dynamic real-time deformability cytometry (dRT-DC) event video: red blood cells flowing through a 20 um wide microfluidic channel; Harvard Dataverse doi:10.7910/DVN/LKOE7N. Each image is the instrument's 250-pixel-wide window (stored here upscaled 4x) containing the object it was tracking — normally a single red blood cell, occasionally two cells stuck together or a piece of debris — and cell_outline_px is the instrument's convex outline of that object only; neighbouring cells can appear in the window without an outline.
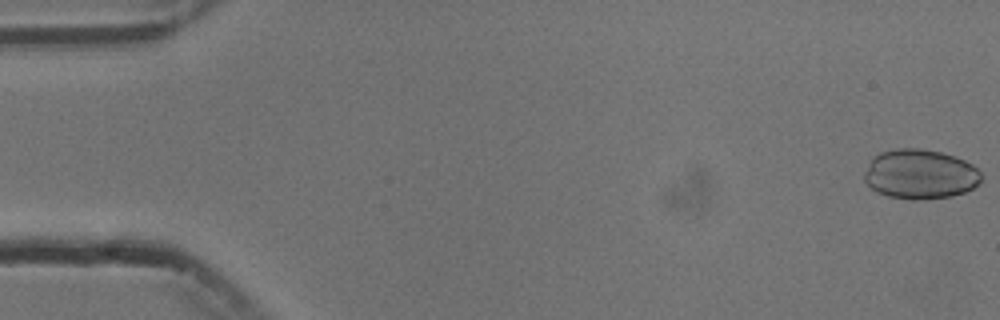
{"species": "common noctule bat (a hibernating species)", "species_latin": "Nyctalus noctula", "temperature_condition": "cold", "stored_images_in_passage": 5, "camera_frame_rate_fps": 3000, "um_per_image_px": 0.085, "animal": {"sex": "male", "body_mass_g": 13.3}, "frame": {"image": 1, "passage_image": 1, "time_ms": 0.0, "image_size_px": [1000, 320], "cell_outline_px": [[980, 184], [964, 192], [952, 196], [920, 200], [912, 200], [888, 196], [876, 192], [864, 180], [864, 172], [872, 156], [880, 152], [896, 148], [920, 148], [940, 152], [956, 156], [972, 164], [980, 172]], "centroid_in_image_um": [78.19, 14.8], "position_along_channel_um": 6.8, "area_um2": 34.1}}